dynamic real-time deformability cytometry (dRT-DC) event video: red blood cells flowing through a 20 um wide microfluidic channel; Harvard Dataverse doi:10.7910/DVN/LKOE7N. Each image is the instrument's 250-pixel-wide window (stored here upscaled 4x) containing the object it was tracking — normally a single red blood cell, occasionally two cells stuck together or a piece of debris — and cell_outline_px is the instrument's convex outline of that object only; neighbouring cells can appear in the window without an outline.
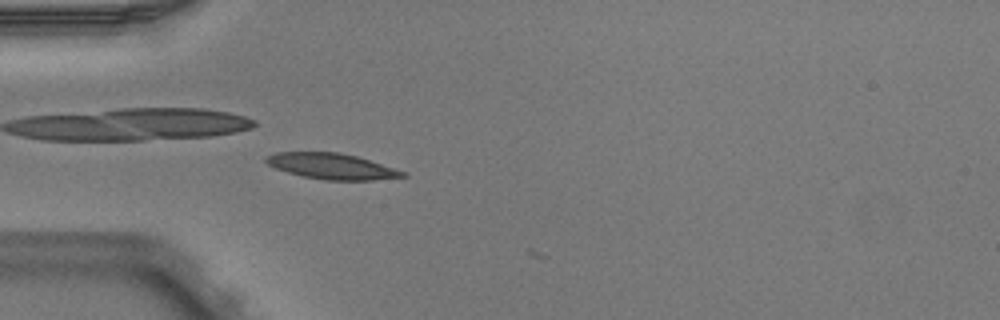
{"species": "Egyptian fruit bat (a non-hibernating species)", "species_latin": "Rousettus aegyptiacus", "temperature_condition": "warm", "stored_images_in_passage": 5, "camera_frame_rate_fps": 3000, "um_per_image_px": 0.085, "animal": {"sex": "male"}, "frame": {"image": 1, "passage_image": 5, "time_ms": 1.333, "image_size_px": [1000, 320], "cell_outline_px": [[408, 176], [372, 180], [324, 180], [304, 176], [288, 172], [276, 168], [268, 164], [264, 160], [264, 156], [276, 152], [340, 152], [356, 156], [408, 172]], "centroid_in_image_um": [28.21, 14.12], "position_along_channel_um": 56.8, "area_um2": 20.52}}